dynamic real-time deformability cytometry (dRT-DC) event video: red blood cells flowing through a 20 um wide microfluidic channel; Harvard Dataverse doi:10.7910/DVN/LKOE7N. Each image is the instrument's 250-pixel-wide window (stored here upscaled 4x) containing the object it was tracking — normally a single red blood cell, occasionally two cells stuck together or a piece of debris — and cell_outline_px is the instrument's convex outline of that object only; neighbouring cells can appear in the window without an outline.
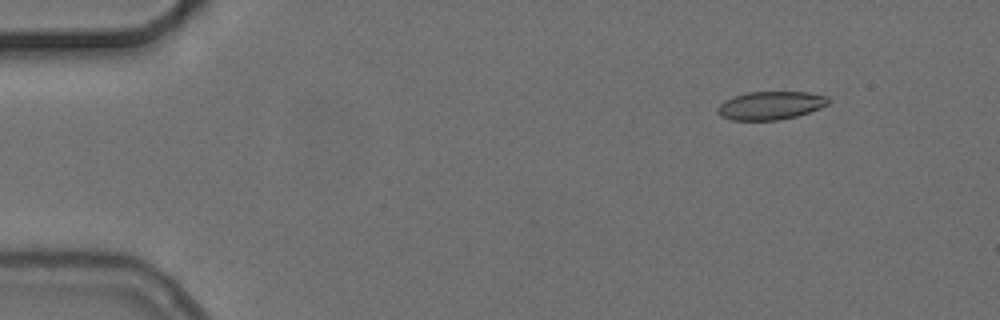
{"species": "common noctule bat (a hibernating species)", "species_latin": "Nyctalus noctula", "temperature_condition": "cold", "stored_images_in_passage": 6, "camera_frame_rate_fps": 3000, "um_per_image_px": 0.085, "animal": {"sex": "female", "body_mass_g": 24.6, "forearm_length_mm": 56.2}, "frame": {"image": 1, "passage_image": 2, "time_ms": 1.0, "image_size_px": [1000, 320], "cell_outline_px": [[828, 104], [820, 108], [796, 116], [780, 120], [732, 120], [720, 116], [716, 108], [724, 100], [748, 92], [808, 92], [828, 96]], "centroid_in_image_um": [65.49, 8.97], "position_along_channel_um": 19.5, "area_um2": 18.15}}
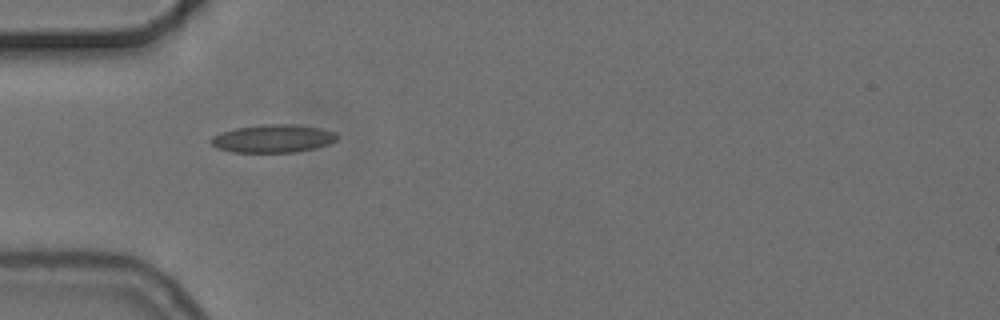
{"frame": {"image": 2, "passage_image": 5, "time_ms": 4.667, "image_size_px": [1000, 320], "cell_outline_px": [[340, 136], [336, 140], [328, 144], [316, 148], [296, 152], [232, 152], [216, 148], [208, 140], [212, 136], [236, 128], [264, 124], [296, 124], [320, 128], [336, 132]], "centroid_in_image_um": [23.23, 11.78], "position_along_channel_um": 61.8, "area_um2": 20.69}}
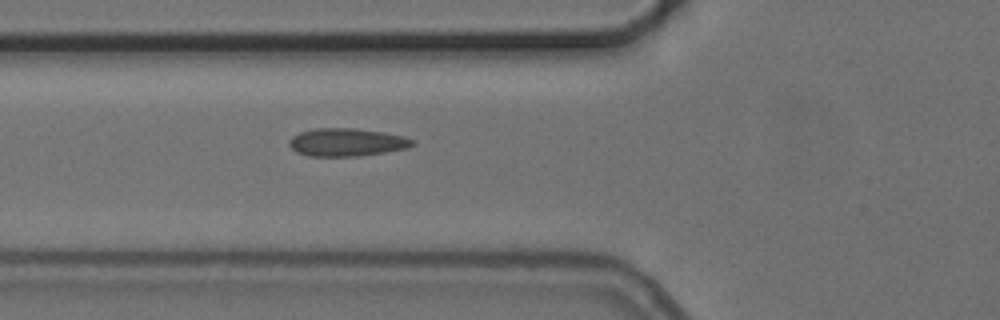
{"frame": {"image": 3, "passage_image": 6, "time_ms": 5.667, "image_size_px": [1000, 320], "cell_outline_px": [[416, 144], [408, 148], [384, 152], [356, 156], [308, 156], [296, 152], [288, 144], [288, 140], [292, 136], [300, 132], [316, 128], [352, 128], [384, 132], [404, 136], [416, 140]], "centroid_in_image_um": [29.48, 12.09], "position_along_channel_um": 96.3, "area_um2": 20.17}}